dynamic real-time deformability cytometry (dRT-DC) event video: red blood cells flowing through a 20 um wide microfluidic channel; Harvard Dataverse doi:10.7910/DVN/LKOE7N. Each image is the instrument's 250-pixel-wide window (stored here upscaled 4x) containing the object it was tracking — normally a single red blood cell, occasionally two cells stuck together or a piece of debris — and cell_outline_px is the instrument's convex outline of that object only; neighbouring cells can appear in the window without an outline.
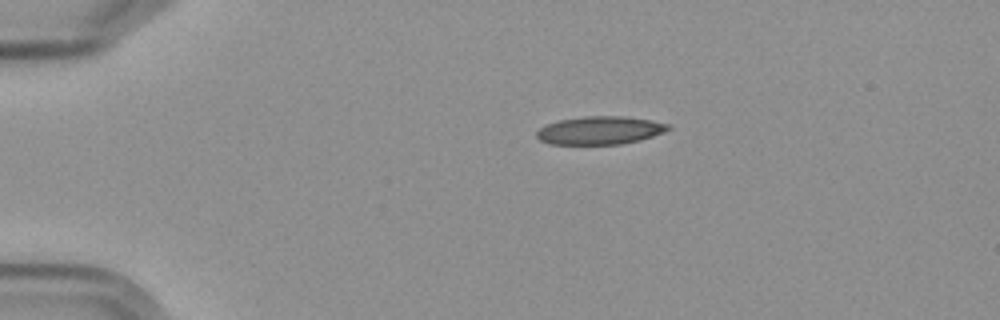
{"species": "Egyptian fruit bat (a non-hibernating species)", "species_latin": "Rousettus aegyptiacus", "temperature_condition": "cold", "stored_images_in_passage": 7, "camera_frame_rate_fps": 3000, "um_per_image_px": 0.085, "frame": {"image": 1, "passage_image": 1, "time_ms": 0.0, "image_size_px": [1000, 320], "cell_outline_px": [[672, 128], [664, 132], [640, 140], [620, 144], [548, 144], [540, 140], [536, 136], [536, 132], [540, 128], [548, 124], [560, 120], [584, 116], [624, 116], [652, 120], [668, 124]], "centroid_in_image_um": [51.0, 11.08], "position_along_channel_um": 34.0, "area_um2": 21.5}}
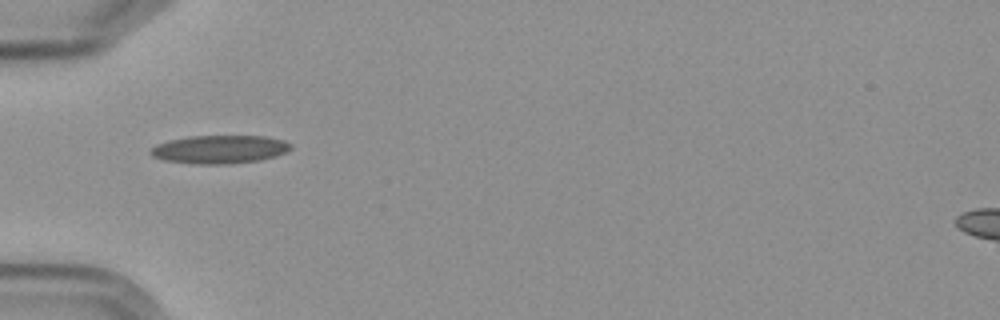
{"frame": {"image": 2, "passage_image": 3, "time_ms": 2.333, "image_size_px": [1000, 320], "cell_outline_px": [[292, 148], [276, 156], [256, 160], [224, 164], [200, 164], [164, 160], [152, 156], [148, 152], [156, 144], [168, 140], [188, 136], [264, 136], [284, 140], [292, 144]], "centroid_in_image_um": [18.64, 12.68], "position_along_channel_um": 66.4, "area_um2": 22.95}}
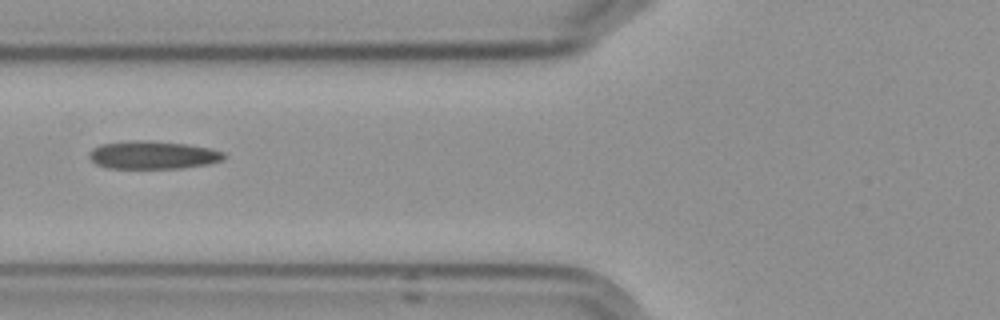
{"frame": {"image": 3, "passage_image": 4, "time_ms": 3.667, "image_size_px": [1000, 320], "cell_outline_px": [[224, 156], [220, 160], [208, 164], [180, 168], [108, 168], [96, 164], [88, 156], [88, 152], [92, 148], [100, 144], [128, 140], [148, 140], [188, 144], [208, 148], [224, 152]], "centroid_in_image_um": [12.93, 13.16], "position_along_channel_um": 112.9, "area_um2": 22.02}}